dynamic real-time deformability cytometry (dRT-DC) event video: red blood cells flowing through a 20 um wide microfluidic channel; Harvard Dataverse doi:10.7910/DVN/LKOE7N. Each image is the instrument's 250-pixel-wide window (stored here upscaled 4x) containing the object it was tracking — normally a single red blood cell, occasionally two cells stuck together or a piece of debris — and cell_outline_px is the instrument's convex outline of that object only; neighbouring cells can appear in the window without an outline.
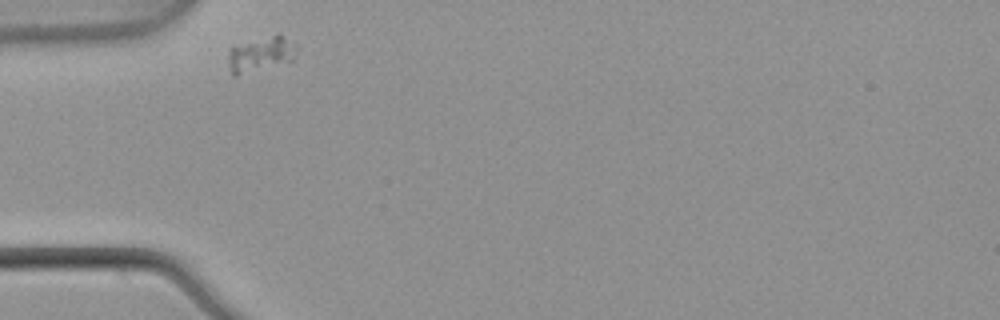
{"species": "common noctule bat (a hibernating species)", "species_latin": "Nyctalus noctula", "temperature_condition": "warm", "stored_images_in_passage": 32, "camera_frame_rate_fps": 3000, "um_per_image_px": 0.085, "animal": {"sex": "male", "body_mass_g": 21.5, "forearm_length_mm": 52.0}, "frame": {"image": 1, "passage_image": 1, "time_ms": 0.0, "image_size_px": [1000, 320], "cell_outline_px": [[296, 48], [292, 60], [236, 76], [232, 76], [228, 60], [228, 52], [232, 48], [272, 36], [280, 36], [296, 44]], "centroid_in_image_um": [22.13, 4.66], "position_along_channel_um": 62.9, "area_um2": 12.95}}
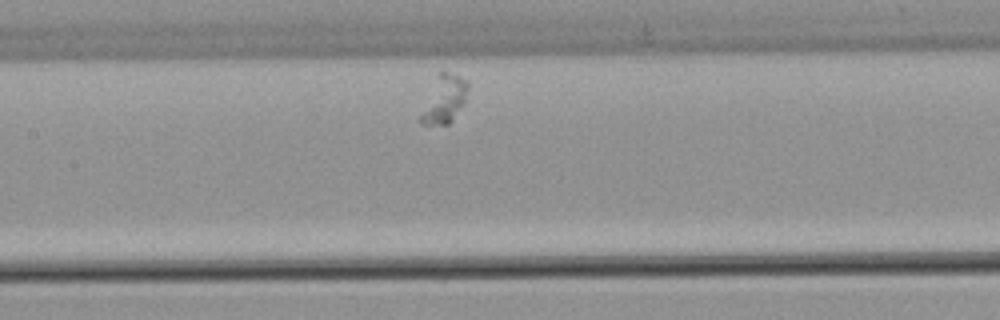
{"frame": {"image": 2, "passage_image": 11, "time_ms": 3.333, "image_size_px": [1000, 320], "cell_outline_px": [[468, 88], [464, 100], [448, 124], [420, 124], [420, 116], [440, 72], [448, 72], [460, 76], [468, 84]], "centroid_in_image_um": [37.77, 8.44], "position_along_channel_um": 169.6, "area_um2": 11.96}}
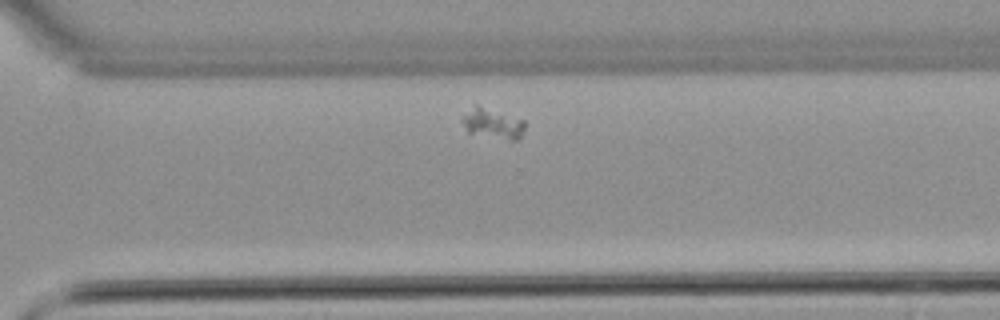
{"frame": {"image": 3, "passage_image": 25, "time_ms": 8.0, "image_size_px": [1000, 320], "cell_outline_px": [[524, 128], [520, 136], [516, 140], [512, 140], [468, 132], [460, 120], [460, 116], [476, 104], [524, 120]], "centroid_in_image_um": [41.82, 10.47], "position_along_channel_um": 328.8, "area_um2": 10.81}}